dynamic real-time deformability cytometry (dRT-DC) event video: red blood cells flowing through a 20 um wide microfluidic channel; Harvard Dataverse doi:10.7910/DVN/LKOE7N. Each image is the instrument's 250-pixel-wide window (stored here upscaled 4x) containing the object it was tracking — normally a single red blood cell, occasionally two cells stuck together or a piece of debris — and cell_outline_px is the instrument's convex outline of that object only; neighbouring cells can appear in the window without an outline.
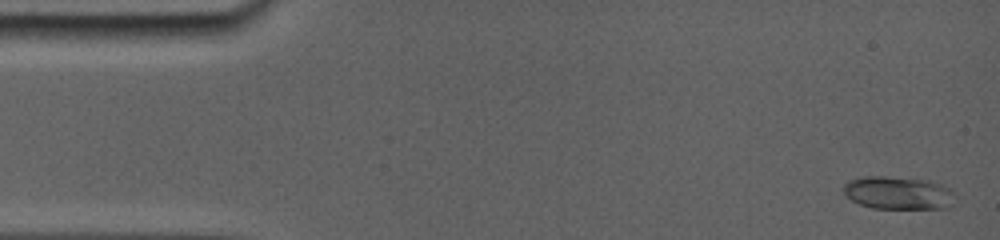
{"species": "common noctule bat (a hibernating species)", "species_latin": "Nyctalus noctula", "temperature_condition": "room temperature", "stored_images_in_passage": 8, "camera_frame_rate_fps": 5000, "um_per_image_px": 0.085, "animal": {"sex": "female", "body_mass_g": 19.0, "forearm_length_mm": 56.7}, "frame": {"image": 1, "passage_image": 1, "time_ms": 0.0, "image_size_px": [1000, 240], "cell_outline_px": [[952, 208], [872, 208], [860, 204], [844, 196], [844, 184], [852, 180], [872, 176], [880, 176], [916, 180], [932, 184], [952, 204]], "centroid_in_image_um": [76.06, 16.44], "position_along_channel_um": 8.9, "area_um2": 19.42}}
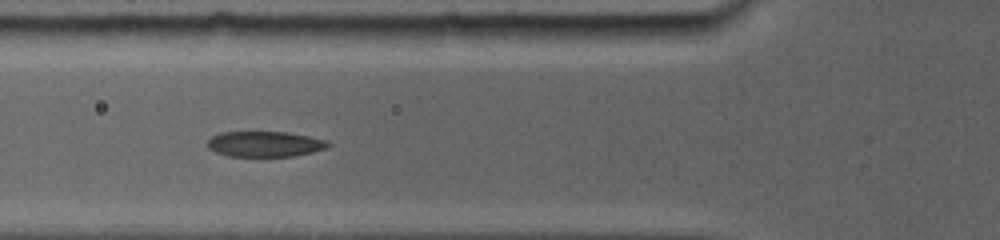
{"frame": {"image": 2, "passage_image": 7, "time_ms": 5.4, "image_size_px": [1000, 240], "cell_outline_px": [[332, 144], [324, 148], [312, 152], [292, 156], [228, 156], [216, 152], [208, 148], [208, 140], [212, 136], [224, 132], [284, 132], [308, 136], [324, 140]], "centroid_in_image_um": [22.48, 12.24], "position_along_channel_um": 103.3, "area_um2": 17.63}}
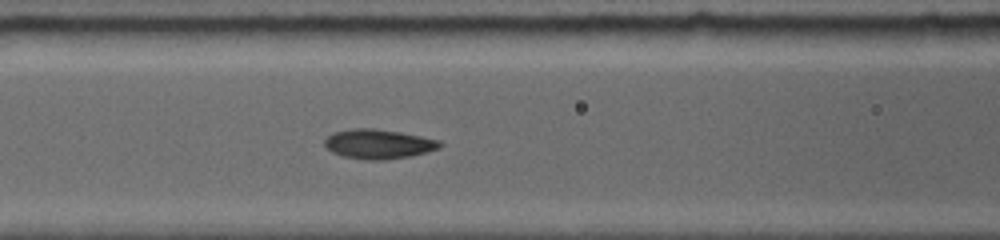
{"frame": {"image": 3, "passage_image": 8, "time_ms": 6.2, "image_size_px": [1000, 240], "cell_outline_px": [[440, 148], [408, 156], [384, 160], [368, 160], [344, 156], [332, 152], [324, 144], [324, 140], [328, 136], [336, 132], [360, 128], [372, 128], [420, 136], [436, 140], [440, 144]], "centroid_in_image_um": [32.13, 12.25], "position_along_channel_um": 134.5, "area_um2": 19.13}}